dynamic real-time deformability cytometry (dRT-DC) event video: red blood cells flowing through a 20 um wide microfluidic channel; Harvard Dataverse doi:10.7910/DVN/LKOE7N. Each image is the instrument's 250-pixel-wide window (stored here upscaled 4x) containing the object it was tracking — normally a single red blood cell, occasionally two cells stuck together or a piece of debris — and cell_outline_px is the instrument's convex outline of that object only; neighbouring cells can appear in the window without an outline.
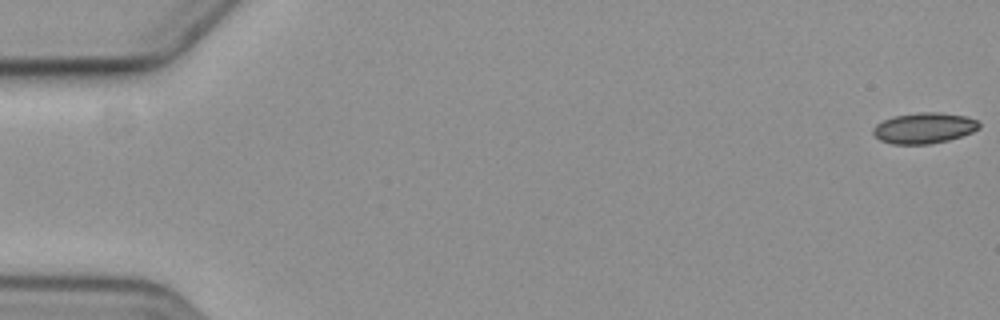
{"species": "common noctule bat (a hibernating species)", "species_latin": "Nyctalus noctula", "temperature_condition": "cold", "stored_images_in_passage": 6, "camera_frame_rate_fps": 3000, "um_per_image_px": 0.085, "animal": {"sex": "female", "body_mass_g": 19.3, "forearm_length_mm": 54.1}, "frame": {"image": 1, "passage_image": 1, "time_ms": 0.0, "image_size_px": [1000, 320], "cell_outline_px": [[980, 128], [972, 132], [948, 140], [928, 144], [892, 144], [880, 140], [872, 132], [872, 128], [876, 124], [892, 116], [920, 112], [940, 112], [968, 116], [976, 120], [980, 124]], "centroid_in_image_um": [78.54, 10.87], "position_along_channel_um": 6.5, "area_um2": 19.07}}